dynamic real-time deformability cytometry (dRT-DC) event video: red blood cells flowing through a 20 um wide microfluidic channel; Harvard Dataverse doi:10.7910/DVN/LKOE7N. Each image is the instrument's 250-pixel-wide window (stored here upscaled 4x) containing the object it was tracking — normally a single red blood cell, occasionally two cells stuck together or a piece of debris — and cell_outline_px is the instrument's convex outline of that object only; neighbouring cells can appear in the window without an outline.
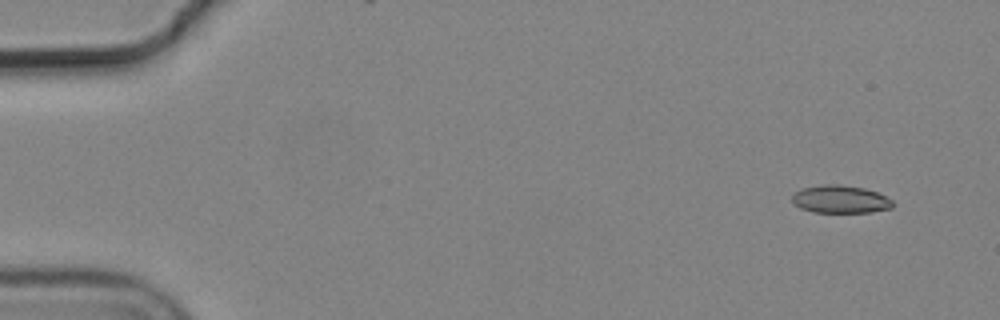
{"species": "common noctule bat (a hibernating species)", "species_latin": "Nyctalus noctula", "temperature_condition": "cold", "stored_images_in_passage": 5, "camera_frame_rate_fps": 3000, "um_per_image_px": 0.085, "animal": {"sex": "male", "body_mass_g": 19.2, "forearm_length_mm": 51.8}, "frame": {"image": 1, "passage_image": 1, "time_ms": 0.0, "image_size_px": [1000, 320], "cell_outline_px": [[892, 208], [872, 212], [812, 212], [800, 208], [792, 204], [792, 196], [800, 188], [824, 184], [840, 184], [864, 188], [876, 192], [892, 200]], "centroid_in_image_um": [71.38, 16.93], "position_along_channel_um": 13.6, "area_um2": 16.36}}